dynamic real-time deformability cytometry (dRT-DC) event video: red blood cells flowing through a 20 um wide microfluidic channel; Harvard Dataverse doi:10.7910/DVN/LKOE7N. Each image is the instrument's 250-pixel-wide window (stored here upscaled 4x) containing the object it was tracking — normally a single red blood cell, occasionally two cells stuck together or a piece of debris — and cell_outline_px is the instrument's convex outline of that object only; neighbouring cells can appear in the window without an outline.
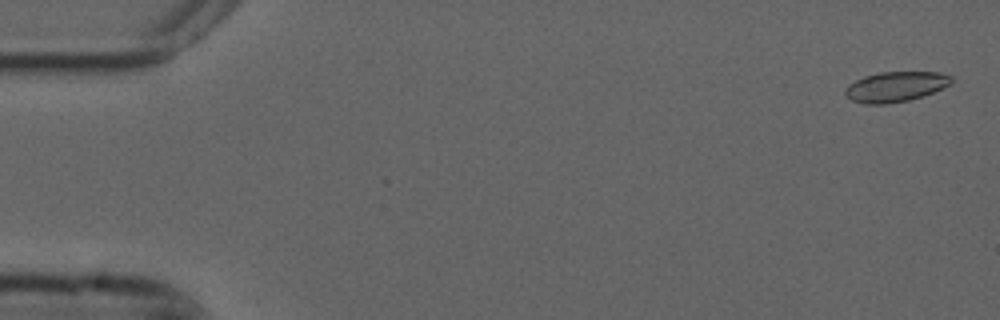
{"species": "common noctule bat (a hibernating species)", "species_latin": "Nyctalus noctula", "temperature_condition": "cold", "stored_images_in_passage": 55, "camera_frame_rate_fps": 3000, "um_per_image_px": 0.085, "animal": {"sex": "male", "forearm_length_mm": 52.5}, "frame": {"image": 1, "passage_image": 2, "time_ms": 0.333, "image_size_px": [1000, 320], "cell_outline_px": [[952, 80], [948, 84], [924, 96], [908, 100], [884, 104], [864, 104], [852, 100], [844, 92], [844, 88], [848, 84], [864, 76], [880, 72], [940, 72], [952, 76]], "centroid_in_image_um": [76.08, 7.36], "position_along_channel_um": 8.9, "area_um2": 18.5}}
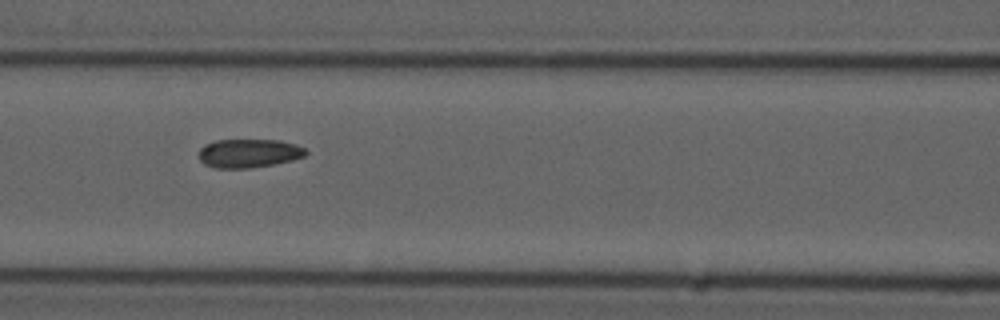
{"frame": {"image": 2, "passage_image": 24, "time_ms": 7.667, "image_size_px": [1000, 320], "cell_outline_px": [[308, 152], [304, 156], [292, 160], [272, 164], [248, 168], [216, 168], [204, 164], [200, 160], [200, 148], [204, 144], [216, 140], [280, 140], [296, 144], [304, 148]], "centroid_in_image_um": [21.14, 13.02], "position_along_channel_um": 145.5, "area_um2": 17.8}}
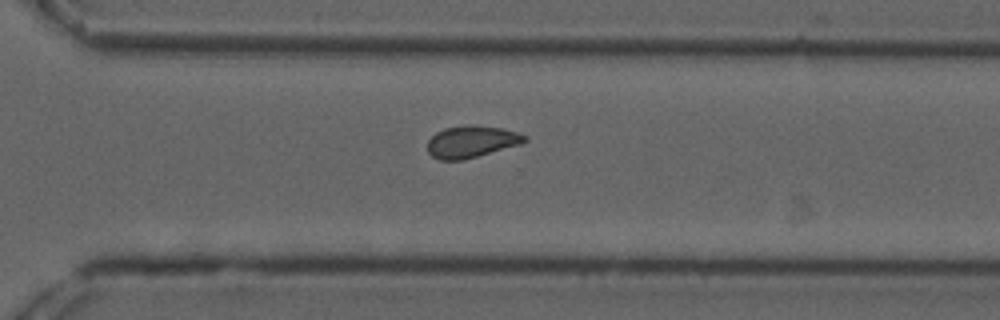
{"frame": {"image": 3, "passage_image": 39, "time_ms": 12.667, "image_size_px": [1000, 320], "cell_outline_px": [[528, 140], [520, 144], [464, 160], [440, 160], [432, 156], [428, 152], [428, 140], [436, 132], [444, 128], [500, 128], [516, 132], [528, 136]], "centroid_in_image_um": [40.06, 12.1], "position_along_channel_um": 330.5, "area_um2": 17.22}, "authors_computed_cell_mechanics": {"area_um2": 18.1492, "velocity_mm_per_s": 3.7102, "shape_relaxation_time_tau1_ms": null, "shape_relaxation_time_tau2_ms": 2.3756, "deformation_change_tau1": null, "deformation_change_tau2": 0.0643}}